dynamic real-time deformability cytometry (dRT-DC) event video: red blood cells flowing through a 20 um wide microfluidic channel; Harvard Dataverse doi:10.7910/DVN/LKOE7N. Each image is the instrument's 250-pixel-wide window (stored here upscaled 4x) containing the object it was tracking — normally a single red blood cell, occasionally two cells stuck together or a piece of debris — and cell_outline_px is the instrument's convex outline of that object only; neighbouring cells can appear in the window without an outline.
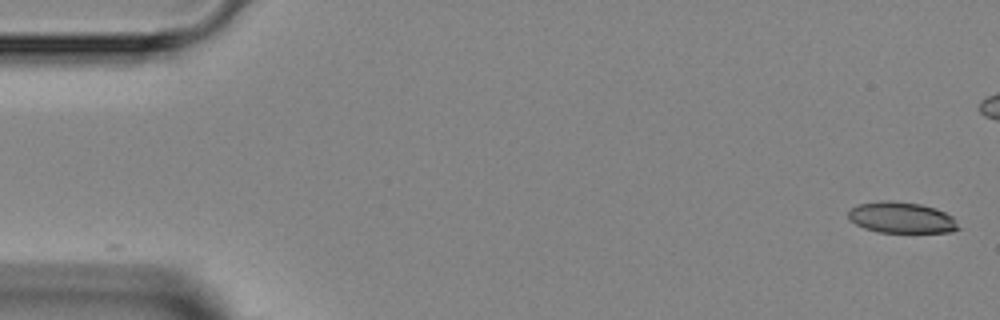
{"species": "Egyptian fruit bat (a non-hibernating species)", "species_latin": "Rousettus aegyptiacus", "temperature_condition": "room temperature", "stored_images_in_passage": 3, "camera_frame_rate_fps": 3000, "um_per_image_px": 0.085, "animal": {"sex": "female"}, "frame": {"image": 1, "passage_image": 1, "time_ms": 0.0, "image_size_px": [1000, 320], "cell_outline_px": [[960, 228], [952, 232], [876, 232], [864, 228], [848, 220], [848, 212], [856, 204], [884, 200], [888, 200], [920, 204], [936, 208], [952, 216]], "centroid_in_image_um": [76.6, 18.49], "position_along_channel_um": 8.4, "area_um2": 20.0}}